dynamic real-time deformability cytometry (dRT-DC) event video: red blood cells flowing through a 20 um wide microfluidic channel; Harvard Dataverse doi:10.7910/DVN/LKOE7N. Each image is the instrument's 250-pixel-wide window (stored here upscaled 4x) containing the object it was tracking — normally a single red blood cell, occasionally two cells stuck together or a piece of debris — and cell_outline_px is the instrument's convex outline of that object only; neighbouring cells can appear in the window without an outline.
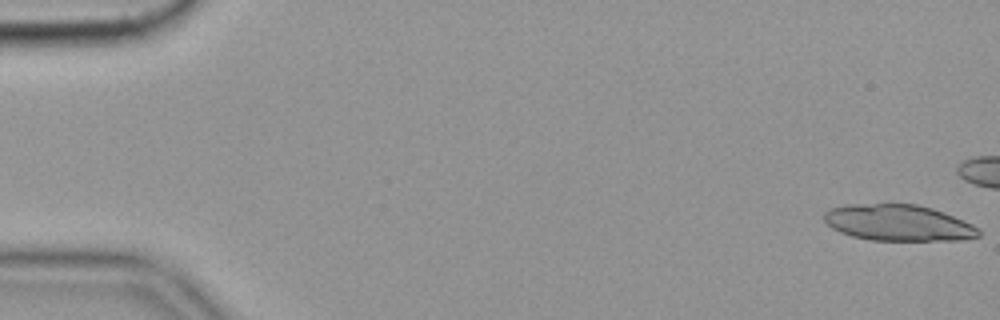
{"species": "common noctule bat (a hibernating species)", "species_latin": "Nyctalus noctula", "temperature_condition": "cold", "stored_images_in_passage": 30, "camera_frame_rate_fps": 3000, "um_per_image_px": 0.085, "animal": {"sex": "female", "body_mass_g": 19.9}, "frame": {"image": 1, "passage_image": 1, "time_ms": 0.0, "image_size_px": [1000, 320], "cell_outline_px": [[980, 236], [964, 240], [868, 240], [852, 236], [840, 232], [832, 228], [824, 220], [824, 212], [828, 208], [844, 204], [916, 204], [932, 208], [944, 212], [972, 224], [980, 232]], "centroid_in_image_um": [76.32, 18.93], "position_along_channel_um": 8.7, "area_um2": 32.71}}